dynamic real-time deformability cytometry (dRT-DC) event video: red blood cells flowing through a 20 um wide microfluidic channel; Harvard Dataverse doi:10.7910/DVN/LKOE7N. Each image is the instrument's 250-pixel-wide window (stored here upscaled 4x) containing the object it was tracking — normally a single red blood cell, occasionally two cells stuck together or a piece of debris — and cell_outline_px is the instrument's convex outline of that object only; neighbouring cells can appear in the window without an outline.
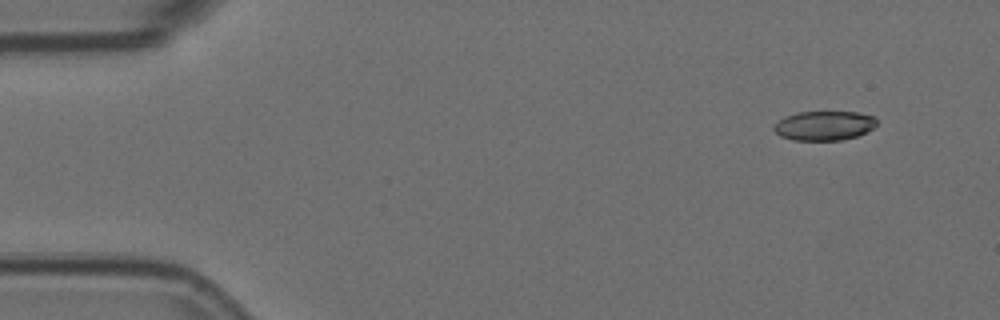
{"species": "Egyptian fruit bat (a non-hibernating species)", "species_latin": "Rousettus aegyptiacus", "temperature_condition": "room temperature", "stored_images_in_passage": 10, "camera_frame_rate_fps": 3000, "um_per_image_px": 0.085, "animal": {"sex": "female"}, "frame": {"image": 1, "passage_image": 1, "time_ms": 0.0, "image_size_px": [1000, 320], "cell_outline_px": [[876, 124], [872, 128], [856, 136], [844, 140], [792, 140], [780, 136], [772, 128], [784, 116], [796, 112], [856, 112], [876, 116]], "centroid_in_image_um": [70.04, 10.67], "position_along_channel_um": 15.0, "area_um2": 17.57}}
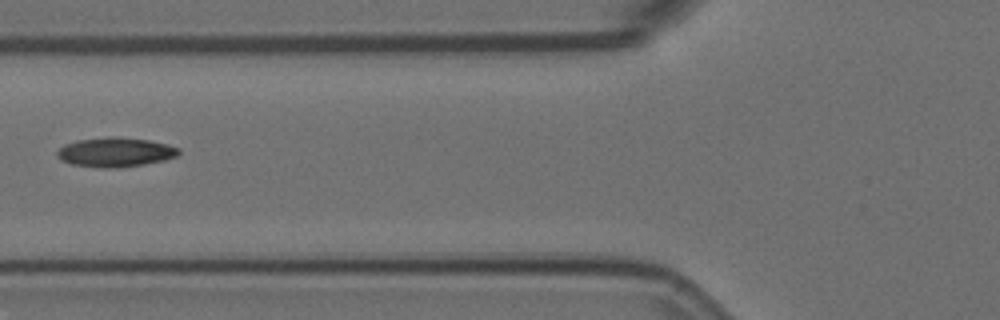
{"frame": {"image": 2, "passage_image": 6, "time_ms": 1.667, "image_size_px": [1000, 320], "cell_outline_px": [[180, 152], [176, 156], [164, 160], [144, 164], [120, 168], [104, 168], [72, 164], [60, 160], [56, 156], [56, 152], [64, 144], [76, 140], [112, 136], [120, 136], [148, 140], [168, 144], [180, 148]], "centroid_in_image_um": [9.79, 12.93], "position_along_channel_um": 116.0, "area_um2": 21.04}}
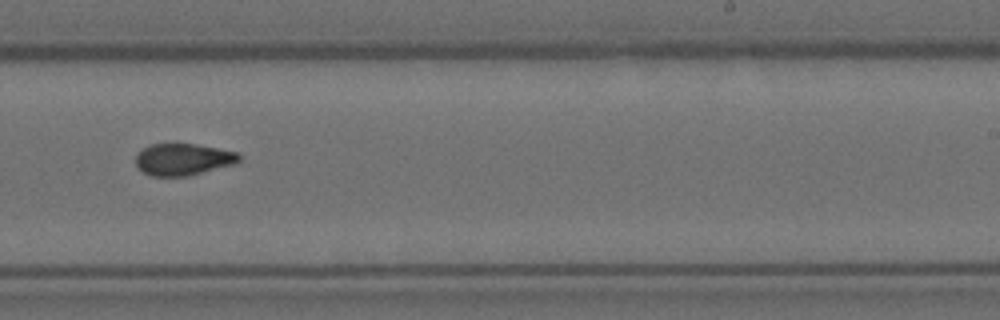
{"frame": {"image": 3, "passage_image": 10, "time_ms": 3.0, "image_size_px": [1000, 320], "cell_outline_px": [[240, 160], [232, 164], [188, 176], [152, 176], [136, 168], [136, 152], [148, 144], [196, 144], [236, 152], [240, 156]], "centroid_in_image_um": [15.48, 13.54], "position_along_channel_um": 273.5, "area_um2": 19.07}}